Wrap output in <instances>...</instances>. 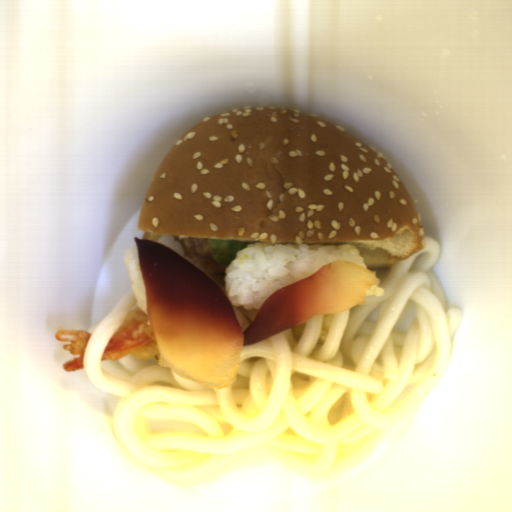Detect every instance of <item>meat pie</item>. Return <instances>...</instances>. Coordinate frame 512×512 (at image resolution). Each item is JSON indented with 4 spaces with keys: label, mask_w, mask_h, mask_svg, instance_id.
I'll return each mask as SVG.
<instances>
[{
    "label": "meat pie",
    "mask_w": 512,
    "mask_h": 512,
    "mask_svg": "<svg viewBox=\"0 0 512 512\" xmlns=\"http://www.w3.org/2000/svg\"><path fill=\"white\" fill-rule=\"evenodd\" d=\"M176 243L183 249L185 257L192 260L212 277H224L228 267L222 266L214 257L208 240L195 236H176Z\"/></svg>",
    "instance_id": "1"
}]
</instances>
